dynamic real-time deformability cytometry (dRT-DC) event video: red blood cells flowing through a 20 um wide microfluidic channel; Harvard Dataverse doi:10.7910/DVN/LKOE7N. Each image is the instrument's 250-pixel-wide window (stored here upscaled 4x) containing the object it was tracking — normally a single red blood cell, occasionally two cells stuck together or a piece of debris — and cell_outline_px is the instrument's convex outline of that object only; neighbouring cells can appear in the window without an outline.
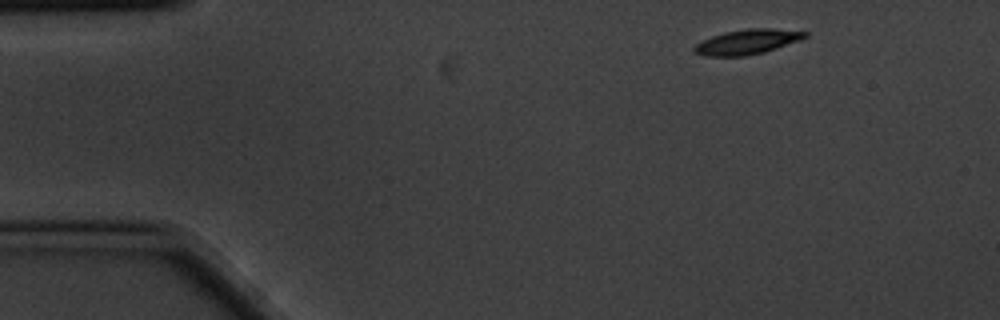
{"species": "common noctule bat (a hibernating species)", "species_latin": "Nyctalus noctula", "temperature_condition": "cold", "stored_images_in_passage": 5, "camera_frame_rate_fps": 3000, "um_per_image_px": 0.085, "animal": {"sex": "male", "body_mass_g": 20.1, "forearm_length_mm": 53.5}, "frame": {"image": 1, "passage_image": 1, "time_ms": 0.0, "image_size_px": [1000, 320], "cell_outline_px": [[808, 36], [800, 40], [764, 52], [744, 56], [704, 56], [692, 52], [692, 48], [696, 44], [712, 36], [724, 32], [748, 28], [772, 28], [808, 32]], "centroid_in_image_um": [63.5, 3.55], "position_along_channel_um": 21.5, "area_um2": 16.07}}
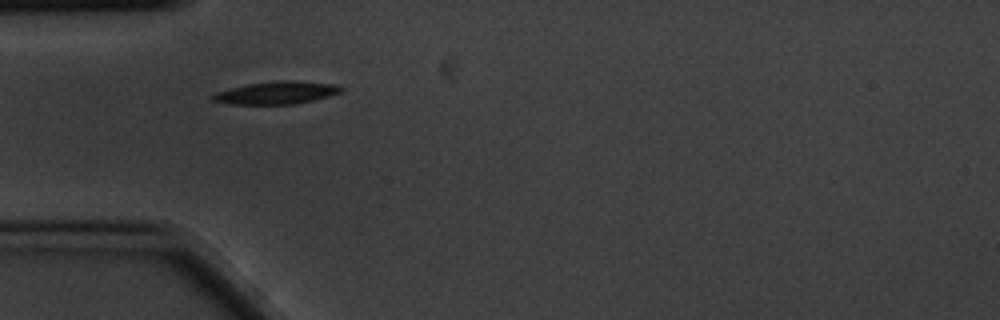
{"frame": {"image": 2, "passage_image": 4, "time_ms": 1.0, "image_size_px": [1000, 320], "cell_outline_px": [[344, 92], [296, 104], [228, 104], [212, 100], [212, 96], [216, 92], [248, 84], [280, 80], [288, 80], [332, 84], [344, 88]], "centroid_in_image_um": [23.52, 7.89], "position_along_channel_um": 61.5, "area_um2": 16.7}}